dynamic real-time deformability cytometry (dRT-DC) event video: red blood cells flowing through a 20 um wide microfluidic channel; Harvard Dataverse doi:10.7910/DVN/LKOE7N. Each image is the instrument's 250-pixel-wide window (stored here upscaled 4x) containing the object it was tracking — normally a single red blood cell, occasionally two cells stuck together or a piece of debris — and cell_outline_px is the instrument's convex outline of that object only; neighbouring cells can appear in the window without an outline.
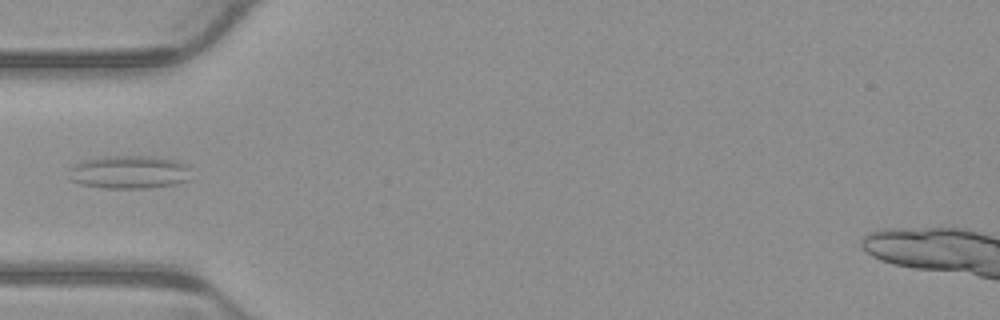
{"species": "common noctule bat (a hibernating species)", "species_latin": "Nyctalus noctula", "temperature_condition": "warm", "stored_images_in_passage": 2, "camera_frame_rate_fps": 3000, "um_per_image_px": 0.085, "animal": {"sex": "male", "body_mass_g": 23.1, "forearm_length_mm": 52.7}, "frame": {"image": 1, "passage_image": 2, "time_ms": 0.333, "image_size_px": [1000, 320], "cell_outline_px": [[188, 180], [176, 184], [148, 188], [104, 188], [80, 184], [68, 180], [68, 168], [80, 160], [104, 156], [152, 156], [176, 160], [188, 164]], "centroid_in_image_um": [10.91, 14.62], "position_along_channel_um": 74.1, "area_um2": 24.04}}